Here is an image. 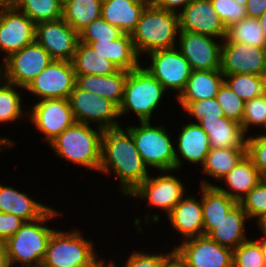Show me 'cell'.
<instances>
[{"instance_id":"6da1fadb","label":"cell","mask_w":266,"mask_h":267,"mask_svg":"<svg viewBox=\"0 0 266 267\" xmlns=\"http://www.w3.org/2000/svg\"><path fill=\"white\" fill-rule=\"evenodd\" d=\"M113 169L121 191L131 194L147 177V166L138 152L132 134L121 127L104 130L99 171Z\"/></svg>"},{"instance_id":"7a4b0ae2","label":"cell","mask_w":266,"mask_h":267,"mask_svg":"<svg viewBox=\"0 0 266 267\" xmlns=\"http://www.w3.org/2000/svg\"><path fill=\"white\" fill-rule=\"evenodd\" d=\"M178 13L153 6L151 3L143 11L135 30L131 33L134 48L141 52L174 48L179 34Z\"/></svg>"},{"instance_id":"3957f363","label":"cell","mask_w":266,"mask_h":267,"mask_svg":"<svg viewBox=\"0 0 266 267\" xmlns=\"http://www.w3.org/2000/svg\"><path fill=\"white\" fill-rule=\"evenodd\" d=\"M103 132L101 128L94 130L88 124L75 122L51 141L50 146L64 159L99 170Z\"/></svg>"},{"instance_id":"277c9868","label":"cell","mask_w":266,"mask_h":267,"mask_svg":"<svg viewBox=\"0 0 266 267\" xmlns=\"http://www.w3.org/2000/svg\"><path fill=\"white\" fill-rule=\"evenodd\" d=\"M58 215V212L50 208L41 218L24 222L21 228L2 245L9 257L10 264L21 263L23 265H36L42 263L47 243L54 229L43 224Z\"/></svg>"},{"instance_id":"5b68a950","label":"cell","mask_w":266,"mask_h":267,"mask_svg":"<svg viewBox=\"0 0 266 267\" xmlns=\"http://www.w3.org/2000/svg\"><path fill=\"white\" fill-rule=\"evenodd\" d=\"M126 129L132 134L146 166L158 168L161 172L178 170L182 166L163 125L152 127L150 121H141L140 126Z\"/></svg>"},{"instance_id":"8992f818","label":"cell","mask_w":266,"mask_h":267,"mask_svg":"<svg viewBox=\"0 0 266 267\" xmlns=\"http://www.w3.org/2000/svg\"><path fill=\"white\" fill-rule=\"evenodd\" d=\"M92 244L77 229L72 233L54 230L42 264L50 267H99L104 261L97 260Z\"/></svg>"},{"instance_id":"52a82bcc","label":"cell","mask_w":266,"mask_h":267,"mask_svg":"<svg viewBox=\"0 0 266 267\" xmlns=\"http://www.w3.org/2000/svg\"><path fill=\"white\" fill-rule=\"evenodd\" d=\"M167 90L143 66L128 71L124 84L119 115L133 110L141 121H150L154 109L158 106Z\"/></svg>"},{"instance_id":"ba28073f","label":"cell","mask_w":266,"mask_h":267,"mask_svg":"<svg viewBox=\"0 0 266 267\" xmlns=\"http://www.w3.org/2000/svg\"><path fill=\"white\" fill-rule=\"evenodd\" d=\"M68 100L75 122L88 125L96 122L102 130L120 127L116 121L120 117L119 107L109 99L81 89L76 84Z\"/></svg>"},{"instance_id":"9c48e42d","label":"cell","mask_w":266,"mask_h":267,"mask_svg":"<svg viewBox=\"0 0 266 267\" xmlns=\"http://www.w3.org/2000/svg\"><path fill=\"white\" fill-rule=\"evenodd\" d=\"M52 60L49 53L35 41L5 58L2 63L4 79L26 89Z\"/></svg>"},{"instance_id":"30bf717a","label":"cell","mask_w":266,"mask_h":267,"mask_svg":"<svg viewBox=\"0 0 266 267\" xmlns=\"http://www.w3.org/2000/svg\"><path fill=\"white\" fill-rule=\"evenodd\" d=\"M152 60L151 65L145 68L155 77L162 86L167 89H174L177 94L185 89L191 75L192 68L189 61L176 47L171 49H159L148 53Z\"/></svg>"},{"instance_id":"8fae6325","label":"cell","mask_w":266,"mask_h":267,"mask_svg":"<svg viewBox=\"0 0 266 267\" xmlns=\"http://www.w3.org/2000/svg\"><path fill=\"white\" fill-rule=\"evenodd\" d=\"M76 85V75L70 61L52 60L28 85L26 90L44 99H68Z\"/></svg>"},{"instance_id":"7c38bea8","label":"cell","mask_w":266,"mask_h":267,"mask_svg":"<svg viewBox=\"0 0 266 267\" xmlns=\"http://www.w3.org/2000/svg\"><path fill=\"white\" fill-rule=\"evenodd\" d=\"M221 44V72L223 75L253 74L266 76V48L246 43L229 42Z\"/></svg>"},{"instance_id":"4fadbf2b","label":"cell","mask_w":266,"mask_h":267,"mask_svg":"<svg viewBox=\"0 0 266 267\" xmlns=\"http://www.w3.org/2000/svg\"><path fill=\"white\" fill-rule=\"evenodd\" d=\"M36 24L14 5L0 8V50L5 58L35 42Z\"/></svg>"},{"instance_id":"5bb4252c","label":"cell","mask_w":266,"mask_h":267,"mask_svg":"<svg viewBox=\"0 0 266 267\" xmlns=\"http://www.w3.org/2000/svg\"><path fill=\"white\" fill-rule=\"evenodd\" d=\"M35 41L53 60L71 62L79 42V33L61 18L36 24Z\"/></svg>"},{"instance_id":"9a60e30c","label":"cell","mask_w":266,"mask_h":267,"mask_svg":"<svg viewBox=\"0 0 266 267\" xmlns=\"http://www.w3.org/2000/svg\"><path fill=\"white\" fill-rule=\"evenodd\" d=\"M175 250L188 267L233 266V250L221 246L207 235L186 239Z\"/></svg>"},{"instance_id":"2e32d148","label":"cell","mask_w":266,"mask_h":267,"mask_svg":"<svg viewBox=\"0 0 266 267\" xmlns=\"http://www.w3.org/2000/svg\"><path fill=\"white\" fill-rule=\"evenodd\" d=\"M30 119L50 143L75 123L68 99H44L31 109Z\"/></svg>"},{"instance_id":"e0dca14e","label":"cell","mask_w":266,"mask_h":267,"mask_svg":"<svg viewBox=\"0 0 266 267\" xmlns=\"http://www.w3.org/2000/svg\"><path fill=\"white\" fill-rule=\"evenodd\" d=\"M179 47L192 70H220L221 45L215 43L211 36L179 31Z\"/></svg>"},{"instance_id":"ac0fdd59","label":"cell","mask_w":266,"mask_h":267,"mask_svg":"<svg viewBox=\"0 0 266 267\" xmlns=\"http://www.w3.org/2000/svg\"><path fill=\"white\" fill-rule=\"evenodd\" d=\"M179 30L225 39L226 26L210 0H194L178 12Z\"/></svg>"},{"instance_id":"d6986e66","label":"cell","mask_w":266,"mask_h":267,"mask_svg":"<svg viewBox=\"0 0 266 267\" xmlns=\"http://www.w3.org/2000/svg\"><path fill=\"white\" fill-rule=\"evenodd\" d=\"M184 185L171 175L147 177L129 196L146 198L152 206L161 208L169 214L185 196Z\"/></svg>"},{"instance_id":"ffe728a7","label":"cell","mask_w":266,"mask_h":267,"mask_svg":"<svg viewBox=\"0 0 266 267\" xmlns=\"http://www.w3.org/2000/svg\"><path fill=\"white\" fill-rule=\"evenodd\" d=\"M149 4L150 0H106L102 2L101 17L131 35Z\"/></svg>"},{"instance_id":"44dd1931","label":"cell","mask_w":266,"mask_h":267,"mask_svg":"<svg viewBox=\"0 0 266 267\" xmlns=\"http://www.w3.org/2000/svg\"><path fill=\"white\" fill-rule=\"evenodd\" d=\"M168 219L174 229L181 233L185 239L204 235L202 200L189 196L182 198L172 211Z\"/></svg>"},{"instance_id":"7402d4cb","label":"cell","mask_w":266,"mask_h":267,"mask_svg":"<svg viewBox=\"0 0 266 267\" xmlns=\"http://www.w3.org/2000/svg\"><path fill=\"white\" fill-rule=\"evenodd\" d=\"M245 219L249 218L237 202L207 236L221 246L234 250L247 240L244 234Z\"/></svg>"},{"instance_id":"603a6c76","label":"cell","mask_w":266,"mask_h":267,"mask_svg":"<svg viewBox=\"0 0 266 267\" xmlns=\"http://www.w3.org/2000/svg\"><path fill=\"white\" fill-rule=\"evenodd\" d=\"M198 124L207 133L210 148H247L241 124L234 120L222 117L200 120Z\"/></svg>"},{"instance_id":"cb8c5ba5","label":"cell","mask_w":266,"mask_h":267,"mask_svg":"<svg viewBox=\"0 0 266 267\" xmlns=\"http://www.w3.org/2000/svg\"><path fill=\"white\" fill-rule=\"evenodd\" d=\"M89 45L94 48L95 53L110 60L120 70L131 71L140 66L139 55L134 48L130 34L123 33L112 41H91Z\"/></svg>"},{"instance_id":"d4e9b609","label":"cell","mask_w":266,"mask_h":267,"mask_svg":"<svg viewBox=\"0 0 266 267\" xmlns=\"http://www.w3.org/2000/svg\"><path fill=\"white\" fill-rule=\"evenodd\" d=\"M201 188L203 230L204 235H207L226 216L237 201L207 181L203 180Z\"/></svg>"},{"instance_id":"484cf974","label":"cell","mask_w":266,"mask_h":267,"mask_svg":"<svg viewBox=\"0 0 266 267\" xmlns=\"http://www.w3.org/2000/svg\"><path fill=\"white\" fill-rule=\"evenodd\" d=\"M127 74V70H119L110 75H76V84L81 89L109 99L119 107Z\"/></svg>"},{"instance_id":"4316f807","label":"cell","mask_w":266,"mask_h":267,"mask_svg":"<svg viewBox=\"0 0 266 267\" xmlns=\"http://www.w3.org/2000/svg\"><path fill=\"white\" fill-rule=\"evenodd\" d=\"M50 208L12 187L0 185V212L14 214L30 222L41 218Z\"/></svg>"},{"instance_id":"83f0119b","label":"cell","mask_w":266,"mask_h":267,"mask_svg":"<svg viewBox=\"0 0 266 267\" xmlns=\"http://www.w3.org/2000/svg\"><path fill=\"white\" fill-rule=\"evenodd\" d=\"M224 80L221 70H192L185 89L177 99L179 102H195L216 98Z\"/></svg>"},{"instance_id":"f1b7e54d","label":"cell","mask_w":266,"mask_h":267,"mask_svg":"<svg viewBox=\"0 0 266 267\" xmlns=\"http://www.w3.org/2000/svg\"><path fill=\"white\" fill-rule=\"evenodd\" d=\"M222 179L226 181L225 183L232 192L219 186L217 188L239 202L244 195L257 186L263 177L254 166L251 158L246 154Z\"/></svg>"},{"instance_id":"f546056e","label":"cell","mask_w":266,"mask_h":267,"mask_svg":"<svg viewBox=\"0 0 266 267\" xmlns=\"http://www.w3.org/2000/svg\"><path fill=\"white\" fill-rule=\"evenodd\" d=\"M177 142L183 159L194 164L200 162L203 166L210 151V140L198 123L183 125Z\"/></svg>"},{"instance_id":"4dcf8cb0","label":"cell","mask_w":266,"mask_h":267,"mask_svg":"<svg viewBox=\"0 0 266 267\" xmlns=\"http://www.w3.org/2000/svg\"><path fill=\"white\" fill-rule=\"evenodd\" d=\"M75 75H110L120 69L98 53L92 46L78 42L71 61Z\"/></svg>"},{"instance_id":"1f68e13d","label":"cell","mask_w":266,"mask_h":267,"mask_svg":"<svg viewBox=\"0 0 266 267\" xmlns=\"http://www.w3.org/2000/svg\"><path fill=\"white\" fill-rule=\"evenodd\" d=\"M99 0H68L62 5V18L78 33L101 17Z\"/></svg>"},{"instance_id":"d6a6232c","label":"cell","mask_w":266,"mask_h":267,"mask_svg":"<svg viewBox=\"0 0 266 267\" xmlns=\"http://www.w3.org/2000/svg\"><path fill=\"white\" fill-rule=\"evenodd\" d=\"M247 154V148H210L203 173L218 180L226 176Z\"/></svg>"},{"instance_id":"836d02e7","label":"cell","mask_w":266,"mask_h":267,"mask_svg":"<svg viewBox=\"0 0 266 267\" xmlns=\"http://www.w3.org/2000/svg\"><path fill=\"white\" fill-rule=\"evenodd\" d=\"M225 39L229 42L246 43L259 48H266V35L256 18L246 17L226 28Z\"/></svg>"},{"instance_id":"e575fe53","label":"cell","mask_w":266,"mask_h":267,"mask_svg":"<svg viewBox=\"0 0 266 267\" xmlns=\"http://www.w3.org/2000/svg\"><path fill=\"white\" fill-rule=\"evenodd\" d=\"M14 6L35 24L62 18V4L58 0H17Z\"/></svg>"},{"instance_id":"d590c367","label":"cell","mask_w":266,"mask_h":267,"mask_svg":"<svg viewBox=\"0 0 266 267\" xmlns=\"http://www.w3.org/2000/svg\"><path fill=\"white\" fill-rule=\"evenodd\" d=\"M224 79L232 91L245 102L266 91V76L243 73L224 75Z\"/></svg>"},{"instance_id":"8d00e7d4","label":"cell","mask_w":266,"mask_h":267,"mask_svg":"<svg viewBox=\"0 0 266 267\" xmlns=\"http://www.w3.org/2000/svg\"><path fill=\"white\" fill-rule=\"evenodd\" d=\"M233 267H266L261 242L246 240L233 250Z\"/></svg>"},{"instance_id":"74e56055","label":"cell","mask_w":266,"mask_h":267,"mask_svg":"<svg viewBox=\"0 0 266 267\" xmlns=\"http://www.w3.org/2000/svg\"><path fill=\"white\" fill-rule=\"evenodd\" d=\"M15 84L4 82L0 85V122L15 121L21 117V96Z\"/></svg>"},{"instance_id":"f35d334b","label":"cell","mask_w":266,"mask_h":267,"mask_svg":"<svg viewBox=\"0 0 266 267\" xmlns=\"http://www.w3.org/2000/svg\"><path fill=\"white\" fill-rule=\"evenodd\" d=\"M122 34L117 26L100 17L79 32V42L89 44L91 41H112Z\"/></svg>"},{"instance_id":"ab89813d","label":"cell","mask_w":266,"mask_h":267,"mask_svg":"<svg viewBox=\"0 0 266 267\" xmlns=\"http://www.w3.org/2000/svg\"><path fill=\"white\" fill-rule=\"evenodd\" d=\"M248 218L255 217L258 221L266 215V178L252 188L240 201Z\"/></svg>"},{"instance_id":"60d3db41","label":"cell","mask_w":266,"mask_h":267,"mask_svg":"<svg viewBox=\"0 0 266 267\" xmlns=\"http://www.w3.org/2000/svg\"><path fill=\"white\" fill-rule=\"evenodd\" d=\"M216 100L223 109L226 118L242 123L245 101L238 97L225 81L219 88Z\"/></svg>"},{"instance_id":"b9f144b4","label":"cell","mask_w":266,"mask_h":267,"mask_svg":"<svg viewBox=\"0 0 266 267\" xmlns=\"http://www.w3.org/2000/svg\"><path fill=\"white\" fill-rule=\"evenodd\" d=\"M266 123V91L245 102L244 115L241 127L244 134L249 130V126H265Z\"/></svg>"},{"instance_id":"7bdbcfd3","label":"cell","mask_w":266,"mask_h":267,"mask_svg":"<svg viewBox=\"0 0 266 267\" xmlns=\"http://www.w3.org/2000/svg\"><path fill=\"white\" fill-rule=\"evenodd\" d=\"M190 115L200 120H212L225 117L224 111L216 98L195 102H179Z\"/></svg>"},{"instance_id":"ee69618b","label":"cell","mask_w":266,"mask_h":267,"mask_svg":"<svg viewBox=\"0 0 266 267\" xmlns=\"http://www.w3.org/2000/svg\"><path fill=\"white\" fill-rule=\"evenodd\" d=\"M217 15L226 28L233 23L240 22L247 17L245 6L235 0H210Z\"/></svg>"},{"instance_id":"f6af8a7d","label":"cell","mask_w":266,"mask_h":267,"mask_svg":"<svg viewBox=\"0 0 266 267\" xmlns=\"http://www.w3.org/2000/svg\"><path fill=\"white\" fill-rule=\"evenodd\" d=\"M247 155L263 178H266V135L246 138Z\"/></svg>"},{"instance_id":"bcb514c9","label":"cell","mask_w":266,"mask_h":267,"mask_svg":"<svg viewBox=\"0 0 266 267\" xmlns=\"http://www.w3.org/2000/svg\"><path fill=\"white\" fill-rule=\"evenodd\" d=\"M164 254L150 255L146 253L136 252L130 255L125 263V267H162L165 257ZM112 267H116L114 263H109Z\"/></svg>"},{"instance_id":"7dc6e473","label":"cell","mask_w":266,"mask_h":267,"mask_svg":"<svg viewBox=\"0 0 266 267\" xmlns=\"http://www.w3.org/2000/svg\"><path fill=\"white\" fill-rule=\"evenodd\" d=\"M24 222V220L14 214L0 212V244L13 236Z\"/></svg>"},{"instance_id":"c3c4849f","label":"cell","mask_w":266,"mask_h":267,"mask_svg":"<svg viewBox=\"0 0 266 267\" xmlns=\"http://www.w3.org/2000/svg\"><path fill=\"white\" fill-rule=\"evenodd\" d=\"M192 1L194 0H150V3L160 9L178 13V11H176L177 7L183 6L184 8Z\"/></svg>"},{"instance_id":"681fc988","label":"cell","mask_w":266,"mask_h":267,"mask_svg":"<svg viewBox=\"0 0 266 267\" xmlns=\"http://www.w3.org/2000/svg\"><path fill=\"white\" fill-rule=\"evenodd\" d=\"M245 9L247 17L258 19L266 9V0H248Z\"/></svg>"},{"instance_id":"f907efd6","label":"cell","mask_w":266,"mask_h":267,"mask_svg":"<svg viewBox=\"0 0 266 267\" xmlns=\"http://www.w3.org/2000/svg\"><path fill=\"white\" fill-rule=\"evenodd\" d=\"M162 267H188L186 261L174 249L164 259Z\"/></svg>"},{"instance_id":"816d5d0a","label":"cell","mask_w":266,"mask_h":267,"mask_svg":"<svg viewBox=\"0 0 266 267\" xmlns=\"http://www.w3.org/2000/svg\"><path fill=\"white\" fill-rule=\"evenodd\" d=\"M0 267H11L9 257L2 244H0Z\"/></svg>"},{"instance_id":"f5cc1de1","label":"cell","mask_w":266,"mask_h":267,"mask_svg":"<svg viewBox=\"0 0 266 267\" xmlns=\"http://www.w3.org/2000/svg\"><path fill=\"white\" fill-rule=\"evenodd\" d=\"M260 25L262 26V29L266 35V9L265 11L262 13V15L258 18Z\"/></svg>"},{"instance_id":"db71d44e","label":"cell","mask_w":266,"mask_h":267,"mask_svg":"<svg viewBox=\"0 0 266 267\" xmlns=\"http://www.w3.org/2000/svg\"><path fill=\"white\" fill-rule=\"evenodd\" d=\"M259 224V227L261 229V231L264 233V235L266 236V215L264 217H262L259 221H257Z\"/></svg>"},{"instance_id":"11a10c76","label":"cell","mask_w":266,"mask_h":267,"mask_svg":"<svg viewBox=\"0 0 266 267\" xmlns=\"http://www.w3.org/2000/svg\"><path fill=\"white\" fill-rule=\"evenodd\" d=\"M8 145V147H10V146H12V145H14V142H12L11 140H8L7 138H0V146L2 147L3 145ZM0 147V151H1V148Z\"/></svg>"},{"instance_id":"9f6ffc18","label":"cell","mask_w":266,"mask_h":267,"mask_svg":"<svg viewBox=\"0 0 266 267\" xmlns=\"http://www.w3.org/2000/svg\"><path fill=\"white\" fill-rule=\"evenodd\" d=\"M16 2L17 0H0V8L3 6L14 5Z\"/></svg>"},{"instance_id":"6f0895ef","label":"cell","mask_w":266,"mask_h":267,"mask_svg":"<svg viewBox=\"0 0 266 267\" xmlns=\"http://www.w3.org/2000/svg\"><path fill=\"white\" fill-rule=\"evenodd\" d=\"M262 245L263 253L265 256V261H266V236H264L261 240H259Z\"/></svg>"},{"instance_id":"680465c9","label":"cell","mask_w":266,"mask_h":267,"mask_svg":"<svg viewBox=\"0 0 266 267\" xmlns=\"http://www.w3.org/2000/svg\"><path fill=\"white\" fill-rule=\"evenodd\" d=\"M2 66H0V85L2 84L1 81L4 80V68H3V64H1ZM2 75V76H1Z\"/></svg>"},{"instance_id":"91938a15","label":"cell","mask_w":266,"mask_h":267,"mask_svg":"<svg viewBox=\"0 0 266 267\" xmlns=\"http://www.w3.org/2000/svg\"><path fill=\"white\" fill-rule=\"evenodd\" d=\"M23 267H45L42 263L36 265H23Z\"/></svg>"},{"instance_id":"94428289","label":"cell","mask_w":266,"mask_h":267,"mask_svg":"<svg viewBox=\"0 0 266 267\" xmlns=\"http://www.w3.org/2000/svg\"><path fill=\"white\" fill-rule=\"evenodd\" d=\"M237 3L243 5V6H246L248 0H235Z\"/></svg>"},{"instance_id":"6125c7cd","label":"cell","mask_w":266,"mask_h":267,"mask_svg":"<svg viewBox=\"0 0 266 267\" xmlns=\"http://www.w3.org/2000/svg\"><path fill=\"white\" fill-rule=\"evenodd\" d=\"M62 5H64L68 0H58Z\"/></svg>"},{"instance_id":"be15d7a7","label":"cell","mask_w":266,"mask_h":267,"mask_svg":"<svg viewBox=\"0 0 266 267\" xmlns=\"http://www.w3.org/2000/svg\"><path fill=\"white\" fill-rule=\"evenodd\" d=\"M99 267H105L104 262ZM106 267H112L110 264H108Z\"/></svg>"}]
</instances>
